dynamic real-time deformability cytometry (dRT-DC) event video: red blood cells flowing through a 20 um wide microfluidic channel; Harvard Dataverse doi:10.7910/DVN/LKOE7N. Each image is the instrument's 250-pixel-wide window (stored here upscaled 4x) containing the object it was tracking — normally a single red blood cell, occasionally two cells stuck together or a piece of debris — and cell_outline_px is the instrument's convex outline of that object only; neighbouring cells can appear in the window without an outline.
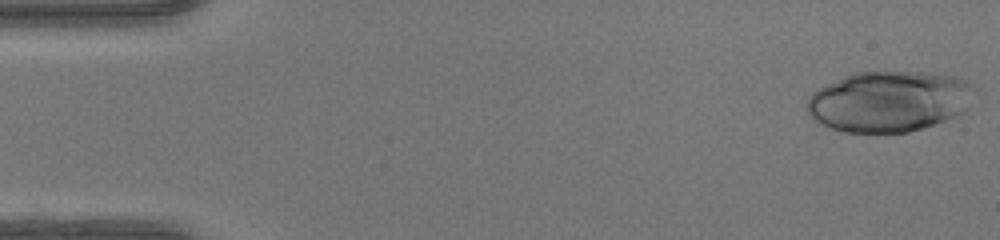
{"species": "human", "species_latin": "Homo sapiens", "temperature_condition": "warm", "stored_images_in_passage": 47, "camera_frame_rate_fps": 3000, "um_per_image_px": 0.085, "donor": {"sex": "female"}, "frame": {"image": 1, "passage_image": 1, "time_ms": 0.0, "image_size_px": [1000, 240], "cell_outline_px": [[976, 88], [968, 108], [964, 112], [956, 116], [924, 128], [908, 132], [844, 132], [820, 124], [808, 112], [808, 96], [812, 92], [844, 76], [856, 72], [920, 72], [960, 76], [968, 80]], "centroid_in_image_um": [75.64, 8.61], "position_along_channel_um": 9.4, "area_um2": 59.53}}
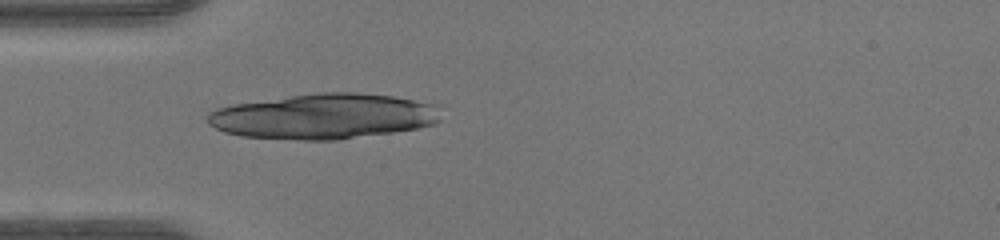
{"frame": {"image": 2, "passage_image": 14, "time_ms": 4.333, "image_size_px": [1000, 240], "cell_outline_px": [[444, 104], [440, 120], [432, 124], [416, 128], [392, 132], [336, 140], [296, 140], [240, 136], [224, 132], [208, 124], [208, 112], [216, 108], [236, 104], [316, 92], [356, 92], [392, 96]], "centroid_in_image_um": [27.6, 9.88], "position_along_channel_um": 57.4, "area_um2": 62.08}}
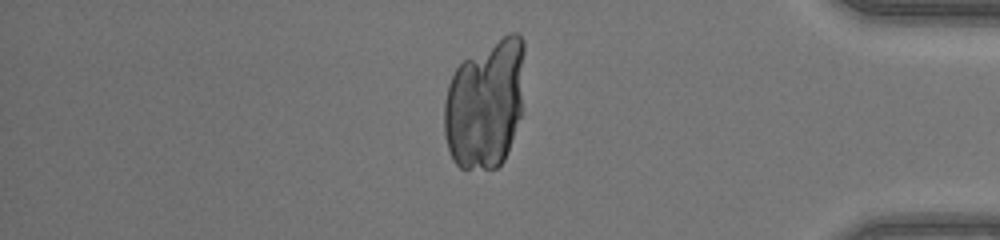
{"frame": {"image": 3, "passage_image": 40, "time_ms": 13.0, "image_size_px": [1000, 240], "cell_outline_px": [[524, 52], [520, 116], [508, 152], [504, 160], [496, 168], [460, 168], [452, 160], [444, 136], [444, 100], [448, 84], [456, 68], [464, 60], [508, 32], [516, 32], [524, 40]], "centroid_in_image_um": [41.23, 8.83], "position_along_channel_um": 394.0, "area_um2": 60.46}}